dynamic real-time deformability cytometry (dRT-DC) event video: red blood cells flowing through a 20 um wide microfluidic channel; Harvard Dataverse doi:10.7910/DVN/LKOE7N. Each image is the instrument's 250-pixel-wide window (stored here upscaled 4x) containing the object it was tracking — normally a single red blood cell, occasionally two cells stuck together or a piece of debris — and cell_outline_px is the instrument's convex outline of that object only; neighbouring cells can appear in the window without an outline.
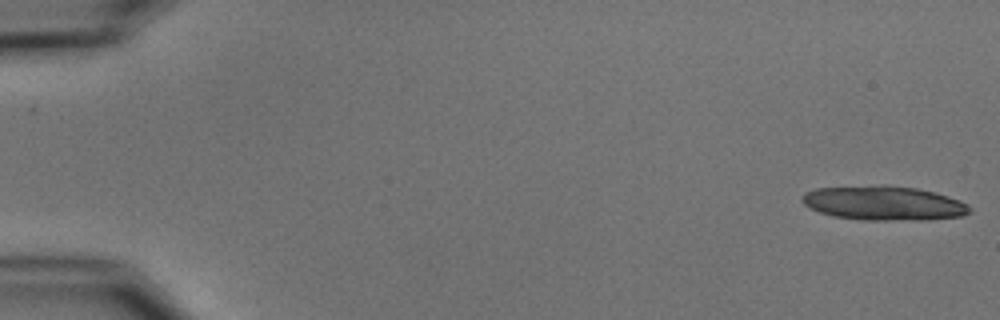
{"species": "common noctule bat (a hibernating species)", "species_latin": "Nyctalus noctula", "temperature_condition": "cold", "stored_images_in_passage": 36, "camera_frame_rate_fps": 3000, "um_per_image_px": 0.085, "animal": {"sex": "male", "body_mass_g": 15.6}, "frame": {"image": 1, "passage_image": 1, "time_ms": 0.0, "image_size_px": [1000, 320], "cell_outline_px": [[972, 212], [964, 216], [924, 220], [860, 220], [836, 216], [820, 212], [804, 204], [800, 200], [800, 196], [804, 192], [816, 188], [880, 184], [884, 184], [916, 188], [948, 196], [960, 200], [968, 204], [972, 208]], "centroid_in_image_um": [75.13, 17.26], "position_along_channel_um": 9.9, "area_um2": 33.93}}
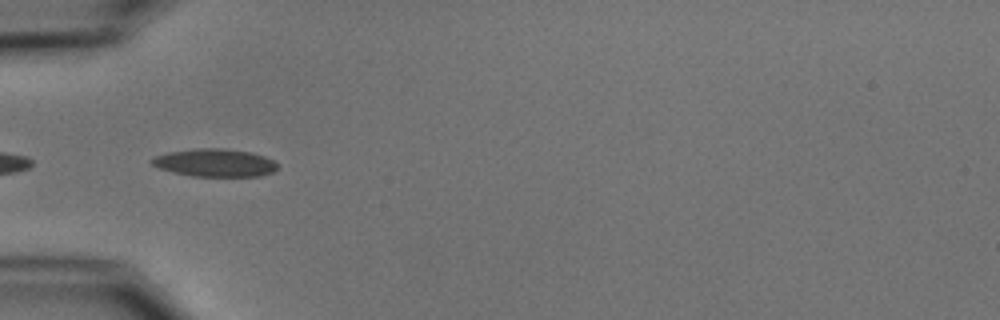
{"frame": {"image": 2, "passage_image": 18, "time_ms": 5.667, "image_size_px": [1000, 320], "cell_outline_px": [[276, 168], [272, 172], [260, 176], [192, 176], [160, 168], [152, 164], [148, 160], [156, 156], [168, 152], [196, 148], [224, 148], [252, 152], [264, 156], [272, 160], [276, 164]], "centroid_in_image_um": [18.26, 13.82], "position_along_channel_um": 66.7, "area_um2": 20.23}}